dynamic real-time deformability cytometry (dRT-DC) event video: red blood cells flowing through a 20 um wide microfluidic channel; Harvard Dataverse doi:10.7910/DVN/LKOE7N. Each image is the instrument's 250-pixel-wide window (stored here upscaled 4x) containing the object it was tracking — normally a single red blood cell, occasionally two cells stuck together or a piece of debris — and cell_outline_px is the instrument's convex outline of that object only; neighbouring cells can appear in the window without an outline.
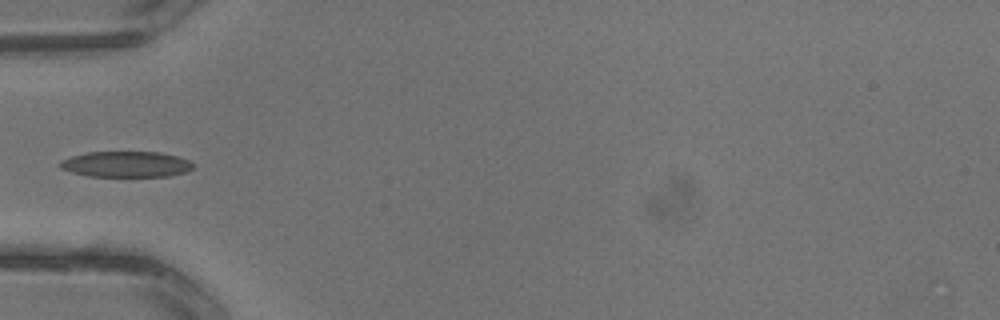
{"species": "common noctule bat (a hibernating species)", "species_latin": "Nyctalus noctula", "temperature_condition": "warm", "stored_images_in_passage": 3, "segment_of_instrument_passage": [2, 2], "camera_frame_rate_fps": 3000, "um_per_image_px": 0.085, "animal": {"sex": "male", "body_mass_g": 13.3}, "frame": {"image": 1, "passage_image": 3, "time_ms": 0.667, "image_size_px": [1000, 320], "cell_outline_px": [[196, 164], [192, 168], [184, 172], [168, 176], [88, 176], [72, 172], [60, 168], [60, 160], [72, 156], [88, 152], [160, 152], [176, 156], [188, 160]], "centroid_in_image_um": [10.71, 13.96], "position_along_channel_um": 74.3, "area_um2": 19.88}}